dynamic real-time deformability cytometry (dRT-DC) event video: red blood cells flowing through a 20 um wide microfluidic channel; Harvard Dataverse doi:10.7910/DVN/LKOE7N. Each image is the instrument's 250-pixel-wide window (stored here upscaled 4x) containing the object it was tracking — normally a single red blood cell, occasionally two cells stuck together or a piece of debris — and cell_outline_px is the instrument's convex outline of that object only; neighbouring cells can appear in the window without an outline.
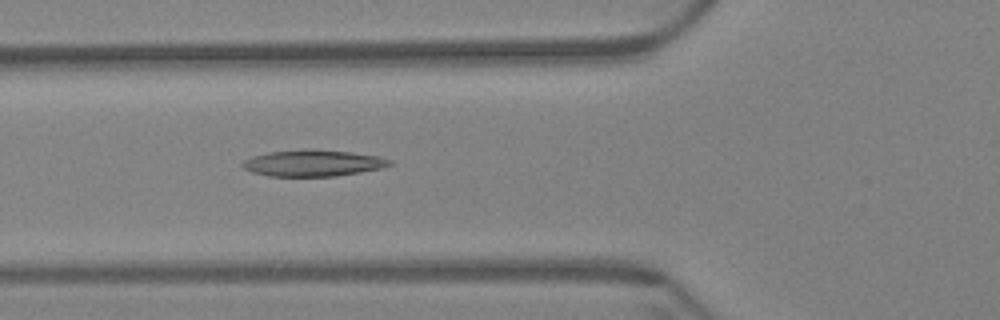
{"species": "Egyptian fruit bat (a non-hibernating species)", "species_latin": "Rousettus aegyptiacus", "temperature_condition": "warm", "stored_images_in_passage": 17, "camera_frame_rate_fps": 3000, "um_per_image_px": 0.085, "animal": {"sex": "female"}, "frame": {"image": 1, "passage_image": 8, "time_ms": 2.333, "image_size_px": [1000, 320], "cell_outline_px": [[392, 164], [380, 168], [360, 172], [336, 176], [268, 176], [252, 172], [244, 168], [240, 164], [244, 160], [252, 156], [268, 152], [304, 148], [312, 148], [352, 152], [376, 156], [392, 160]], "centroid_in_image_um": [26.57, 13.85], "position_along_channel_um": 99.2, "area_um2": 22.83}}
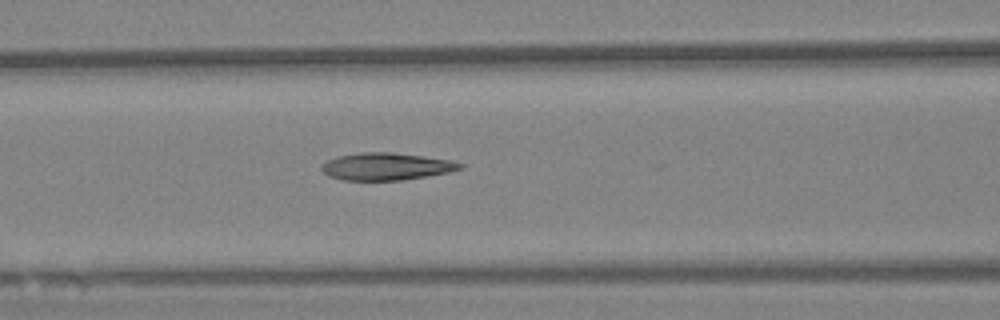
{"frame": {"image": 2, "passage_image": 11, "time_ms": 3.333, "image_size_px": [1000, 320], "cell_outline_px": [[464, 164], [460, 168], [448, 172], [400, 180], [344, 180], [328, 176], [320, 168], [320, 164], [336, 156], [360, 152], [392, 152], [448, 160]], "centroid_in_image_um": [32.73, 14.14], "position_along_channel_um": 133.9, "area_um2": 21.73}}
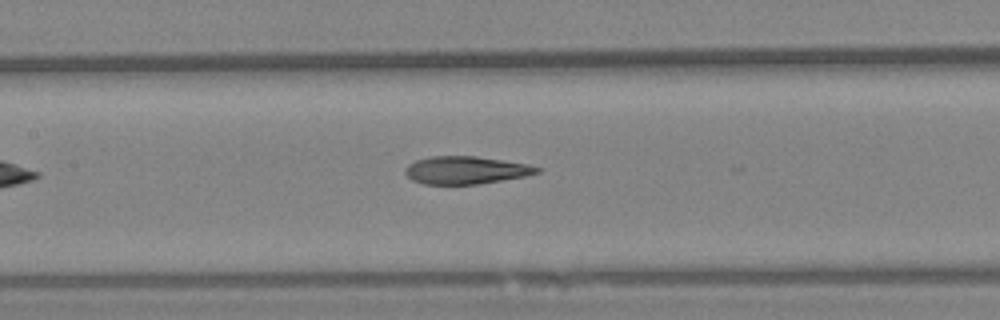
{"frame": {"image": 3, "passage_image": 14, "time_ms": 4.333, "image_size_px": [1000, 320], "cell_outline_px": [[540, 172], [524, 176], [476, 184], [424, 184], [412, 180], [404, 172], [404, 168], [408, 164], [416, 160], [432, 156], [476, 156], [528, 164], [540, 168]], "centroid_in_image_um": [39.55, 14.46], "position_along_channel_um": 167.8, "area_um2": 21.1}}